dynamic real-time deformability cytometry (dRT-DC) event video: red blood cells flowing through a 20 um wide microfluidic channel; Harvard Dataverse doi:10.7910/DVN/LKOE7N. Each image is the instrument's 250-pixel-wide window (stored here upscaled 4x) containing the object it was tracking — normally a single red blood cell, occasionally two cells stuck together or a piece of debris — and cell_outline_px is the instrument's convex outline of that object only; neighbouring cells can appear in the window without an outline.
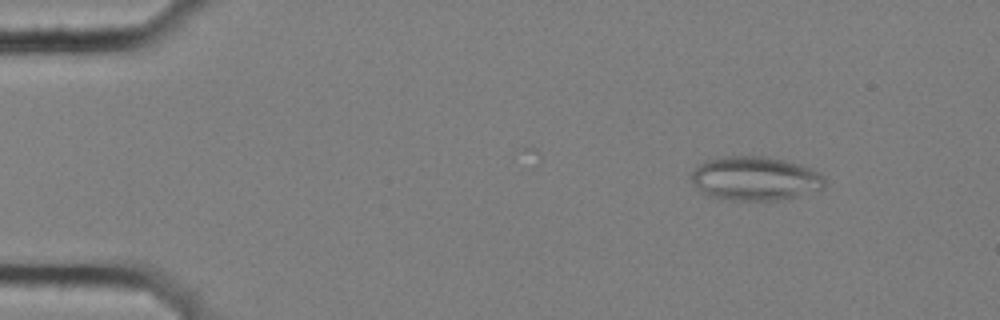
{"species": "common noctule bat (a hibernating species)", "species_latin": "Nyctalus noctula", "temperature_condition": "cold", "stored_images_in_passage": 4, "camera_frame_rate_fps": 3000, "um_per_image_px": 0.085, "animal": {"sex": "female", "body_mass_g": 25.1}, "frame": {"image": 1, "passage_image": 1, "time_ms": 0.0, "image_size_px": [1000, 320], "cell_outline_px": [[824, 188], [796, 196], [780, 200], [732, 200], [708, 196], [692, 180], [692, 172], [704, 160], [720, 156], [764, 156], [784, 160], [800, 164], [812, 168], [820, 172], [824, 176]], "centroid_in_image_um": [64.22, 15.16], "position_along_channel_um": 20.8, "area_um2": 34.1}}